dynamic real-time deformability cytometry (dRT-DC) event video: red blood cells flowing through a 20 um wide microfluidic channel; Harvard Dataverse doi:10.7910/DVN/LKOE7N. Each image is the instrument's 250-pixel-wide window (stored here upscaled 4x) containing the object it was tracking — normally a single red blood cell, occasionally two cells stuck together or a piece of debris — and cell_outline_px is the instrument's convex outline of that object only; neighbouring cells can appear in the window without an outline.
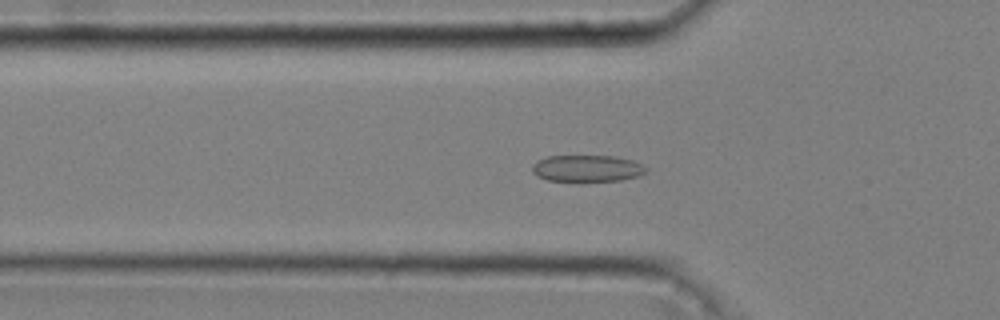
{"species": "common noctule bat (a hibernating species)", "species_latin": "Nyctalus noctula", "temperature_condition": "cold", "stored_images_in_passage": 52, "camera_frame_rate_fps": 3000, "um_per_image_px": 0.085, "animal": {"sex": "male", "body_mass_g": 20.4}, "frame": {"image": 1, "passage_image": 17, "time_ms": 5.333, "image_size_px": [1000, 320], "cell_outline_px": [[648, 168], [644, 172], [636, 176], [620, 180], [580, 184], [548, 180], [536, 176], [532, 172], [532, 164], [536, 160], [548, 156], [616, 156], [632, 160]], "centroid_in_image_um": [49.83, 14.35], "position_along_channel_um": 76.0, "area_um2": 18.44}}
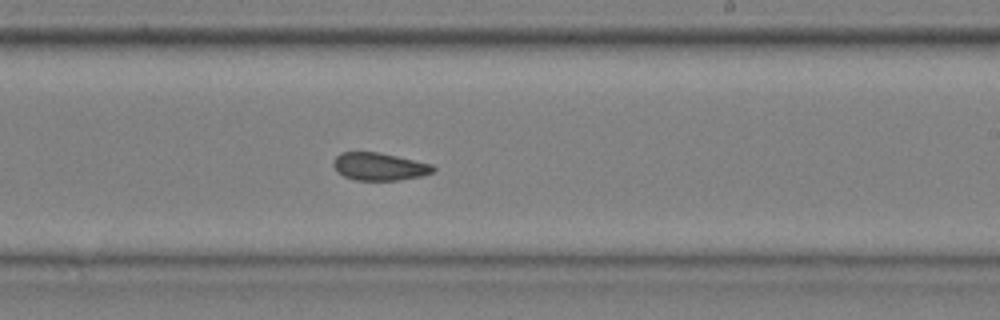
{"frame": {"image": 2, "passage_image": 32, "time_ms": 10.333, "image_size_px": [1000, 320], "cell_outline_px": [[436, 168], [432, 172], [420, 176], [396, 180], [356, 180], [344, 176], [336, 172], [332, 164], [332, 160], [340, 152], [380, 152], [432, 164]], "centroid_in_image_um": [32.19, 14.15], "position_along_channel_um": 256.8, "area_um2": 16.13}}
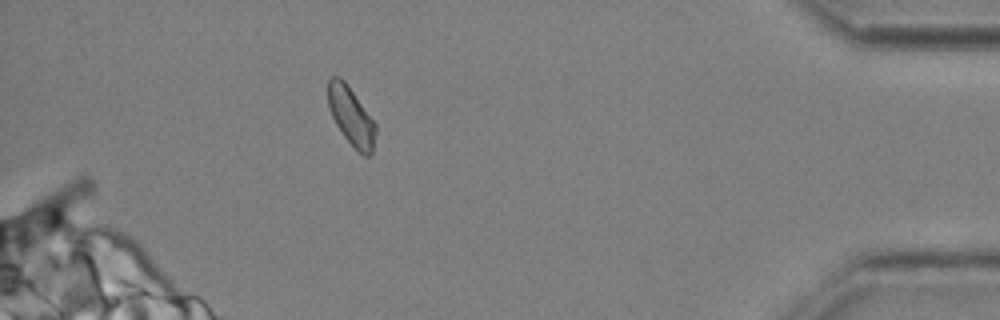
{"frame": {"image": 3, "passage_image": 48, "time_ms": 15.667, "image_size_px": [1000, 320], "cell_outline_px": [[376, 132], [372, 152], [368, 156], [364, 156], [344, 136], [336, 124], [328, 108], [328, 80], [332, 76], [340, 76], [344, 80], [376, 124]], "centroid_in_image_um": [29.83, 9.85], "position_along_channel_um": 405.4, "area_um2": 15.9}, "authors_computed_cell_mechanics": {"area_um2": 16.7331, "velocity_mm_per_s": 3.6211, "shape_relaxation_time_tau1_ms": null, "shape_relaxation_time_tau2_ms": 1.8896, "deformation_change_tau1": null, "deformation_change_tau2": 0.0734}}